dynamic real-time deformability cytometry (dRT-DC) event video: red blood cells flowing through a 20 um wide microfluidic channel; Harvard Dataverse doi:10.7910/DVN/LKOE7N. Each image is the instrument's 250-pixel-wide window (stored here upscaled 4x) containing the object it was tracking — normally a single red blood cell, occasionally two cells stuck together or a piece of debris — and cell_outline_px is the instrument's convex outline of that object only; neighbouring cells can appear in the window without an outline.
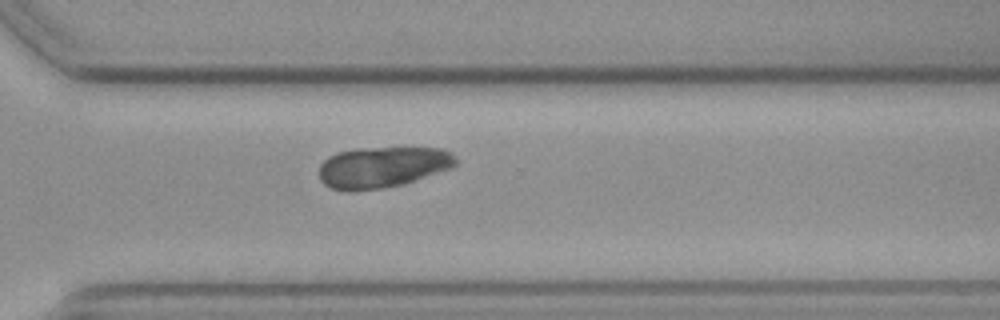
{"species": "common noctule bat (a hibernating species)", "species_latin": "Nyctalus noctula", "temperature_condition": "cold", "stored_images_in_passage": 36, "camera_frame_rate_fps": 3000, "um_per_image_px": 0.085, "animal": {"sex": "female", "body_mass_g": 19.3, "forearm_length_mm": 54.1}, "frame": {"image": 1, "passage_image": 23, "time_ms": 7.333, "image_size_px": [1000, 320], "cell_outline_px": [[456, 164], [452, 168], [400, 184], [384, 188], [332, 188], [324, 184], [320, 180], [320, 164], [328, 156], [336, 152], [360, 148], [440, 148], [452, 152], [456, 156]], "centroid_in_image_um": [32.54, 14.16], "position_along_channel_um": 338.1, "area_um2": 31.91}}
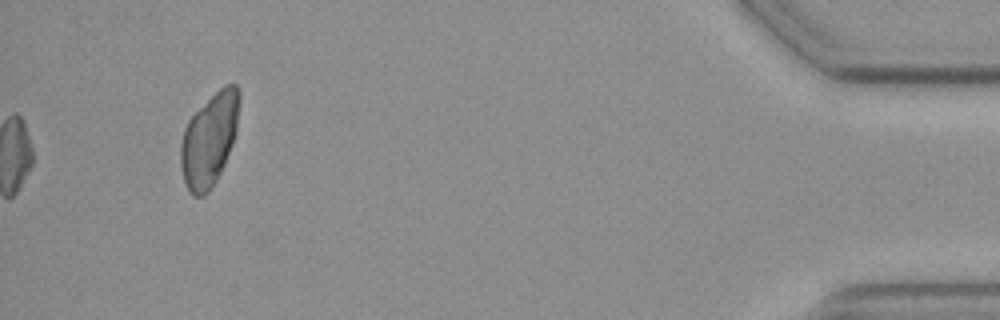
{"frame": {"image": 2, "passage_image": 36, "time_ms": 11.667, "image_size_px": [1000, 320], "cell_outline_px": [[240, 100], [236, 132], [232, 144], [224, 164], [216, 180], [208, 192], [204, 196], [192, 196], [188, 192], [180, 168], [180, 144], [184, 128], [188, 120], [224, 84], [236, 84], [240, 88]], "centroid_in_image_um": [17.78, 11.88], "position_along_channel_um": 417.4, "area_um2": 31.73}}